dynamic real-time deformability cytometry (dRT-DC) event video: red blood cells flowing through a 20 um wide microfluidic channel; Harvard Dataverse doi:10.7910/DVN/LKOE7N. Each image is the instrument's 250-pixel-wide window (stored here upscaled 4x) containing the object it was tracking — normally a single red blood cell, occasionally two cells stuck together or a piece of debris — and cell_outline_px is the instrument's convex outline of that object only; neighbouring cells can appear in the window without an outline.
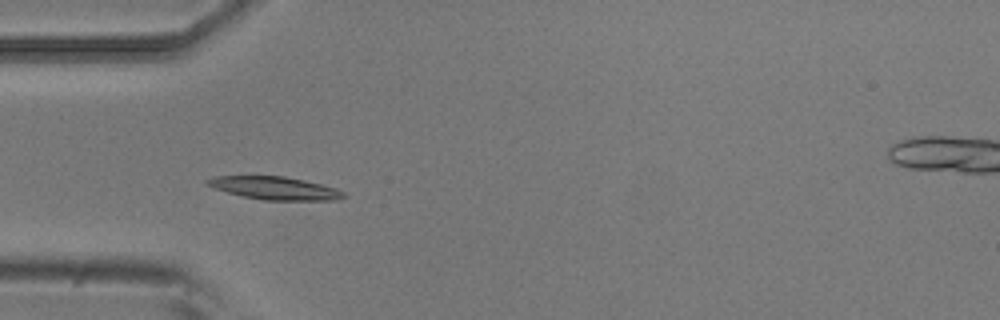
{"species": "common noctule bat (a hibernating species)", "species_latin": "Nyctalus noctula", "temperature_condition": "room temperature", "stored_images_in_passage": 6, "camera_frame_rate_fps": 3000, "um_per_image_px": 0.085, "animal": {"sex": "male", "body_mass_g": 20.5, "forearm_length_mm": 52.5}, "frame": {"image": 1, "passage_image": 5, "time_ms": 1.333, "image_size_px": [1000, 320], "cell_outline_px": [[348, 196], [340, 200], [264, 200], [244, 196], [228, 192], [204, 184], [204, 180], [216, 176], [284, 176], [304, 180], [336, 188], [344, 192]], "centroid_in_image_um": [23.4, 15.99], "position_along_channel_um": 61.6, "area_um2": 18.15}}
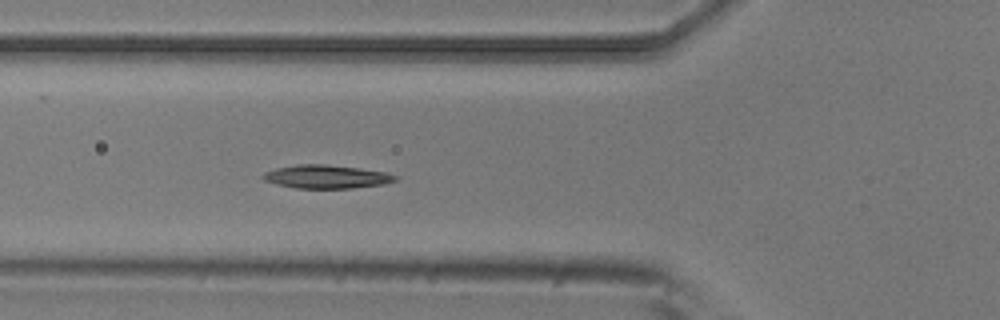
{"frame": {"image": 2, "passage_image": 6, "time_ms": 1.667, "image_size_px": [1000, 320], "cell_outline_px": [[396, 180], [384, 184], [352, 188], [296, 188], [276, 184], [264, 180], [260, 176], [264, 172], [276, 168], [296, 164], [324, 164], [356, 168], [384, 172], [396, 176]], "centroid_in_image_um": [27.67, 15.02], "position_along_channel_um": 98.1, "area_um2": 17.86}}